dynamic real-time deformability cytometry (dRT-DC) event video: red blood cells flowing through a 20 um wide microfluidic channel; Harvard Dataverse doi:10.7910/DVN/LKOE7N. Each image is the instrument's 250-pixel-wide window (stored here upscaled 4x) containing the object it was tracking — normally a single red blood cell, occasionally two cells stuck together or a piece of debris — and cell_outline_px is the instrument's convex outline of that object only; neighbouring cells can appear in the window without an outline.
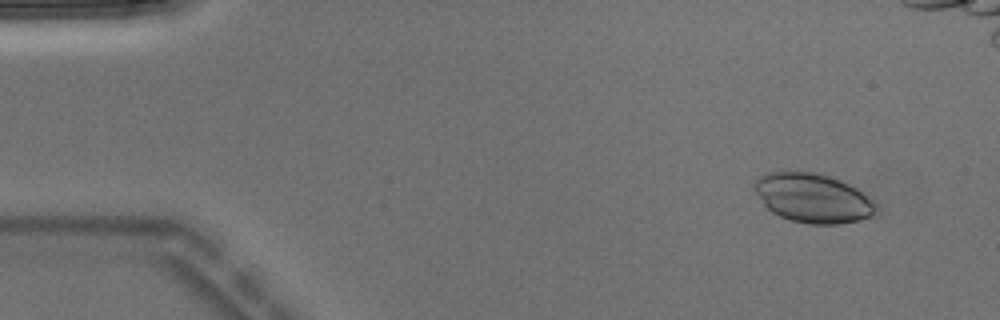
{"species": "Egyptian fruit bat (a non-hibernating species)", "species_latin": "Rousettus aegyptiacus", "temperature_condition": "warm", "stored_images_in_passage": 7, "camera_frame_rate_fps": 3000, "um_per_image_px": 0.085, "animal": {"sex": "male"}, "frame": {"image": 1, "passage_image": 1, "time_ms": 0.0, "image_size_px": [1000, 320], "cell_outline_px": [[876, 216], [860, 220], [836, 224], [808, 224], [792, 220], [780, 216], [772, 212], [764, 204], [756, 192], [756, 180], [760, 176], [768, 172], [816, 172], [840, 180], [856, 188], [876, 200]], "centroid_in_image_um": [69.17, 16.85], "position_along_channel_um": 15.8, "area_um2": 34.74}}